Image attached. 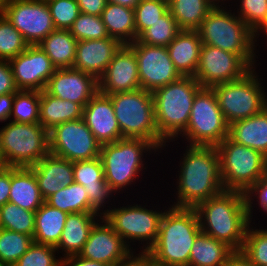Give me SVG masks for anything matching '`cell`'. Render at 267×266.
<instances>
[{
	"instance_id": "obj_32",
	"label": "cell",
	"mask_w": 267,
	"mask_h": 266,
	"mask_svg": "<svg viewBox=\"0 0 267 266\" xmlns=\"http://www.w3.org/2000/svg\"><path fill=\"white\" fill-rule=\"evenodd\" d=\"M77 40L69 30L55 29L38 45L51 59L56 69L73 68Z\"/></svg>"
},
{
	"instance_id": "obj_46",
	"label": "cell",
	"mask_w": 267,
	"mask_h": 266,
	"mask_svg": "<svg viewBox=\"0 0 267 266\" xmlns=\"http://www.w3.org/2000/svg\"><path fill=\"white\" fill-rule=\"evenodd\" d=\"M240 3L237 15L255 33L267 22V0H240Z\"/></svg>"
},
{
	"instance_id": "obj_24",
	"label": "cell",
	"mask_w": 267,
	"mask_h": 266,
	"mask_svg": "<svg viewBox=\"0 0 267 266\" xmlns=\"http://www.w3.org/2000/svg\"><path fill=\"white\" fill-rule=\"evenodd\" d=\"M37 178L44 201L61 187L74 182L73 162L49 153L30 167Z\"/></svg>"
},
{
	"instance_id": "obj_30",
	"label": "cell",
	"mask_w": 267,
	"mask_h": 266,
	"mask_svg": "<svg viewBox=\"0 0 267 266\" xmlns=\"http://www.w3.org/2000/svg\"><path fill=\"white\" fill-rule=\"evenodd\" d=\"M101 18L110 37L123 45L136 41L134 8L107 2Z\"/></svg>"
},
{
	"instance_id": "obj_20",
	"label": "cell",
	"mask_w": 267,
	"mask_h": 266,
	"mask_svg": "<svg viewBox=\"0 0 267 266\" xmlns=\"http://www.w3.org/2000/svg\"><path fill=\"white\" fill-rule=\"evenodd\" d=\"M98 83L99 92L105 95L141 88L135 52L128 45L114 55Z\"/></svg>"
},
{
	"instance_id": "obj_45",
	"label": "cell",
	"mask_w": 267,
	"mask_h": 266,
	"mask_svg": "<svg viewBox=\"0 0 267 266\" xmlns=\"http://www.w3.org/2000/svg\"><path fill=\"white\" fill-rule=\"evenodd\" d=\"M56 251L54 246L34 242L13 266H61V257L56 259Z\"/></svg>"
},
{
	"instance_id": "obj_13",
	"label": "cell",
	"mask_w": 267,
	"mask_h": 266,
	"mask_svg": "<svg viewBox=\"0 0 267 266\" xmlns=\"http://www.w3.org/2000/svg\"><path fill=\"white\" fill-rule=\"evenodd\" d=\"M1 13L22 34L28 45H38L55 30L46 1L5 0Z\"/></svg>"
},
{
	"instance_id": "obj_36",
	"label": "cell",
	"mask_w": 267,
	"mask_h": 266,
	"mask_svg": "<svg viewBox=\"0 0 267 266\" xmlns=\"http://www.w3.org/2000/svg\"><path fill=\"white\" fill-rule=\"evenodd\" d=\"M41 92L35 90H17L9 121L16 123H39ZM14 117V118H13Z\"/></svg>"
},
{
	"instance_id": "obj_9",
	"label": "cell",
	"mask_w": 267,
	"mask_h": 266,
	"mask_svg": "<svg viewBox=\"0 0 267 266\" xmlns=\"http://www.w3.org/2000/svg\"><path fill=\"white\" fill-rule=\"evenodd\" d=\"M49 153V132L40 123L9 121L0 128V157L5 166L31 167Z\"/></svg>"
},
{
	"instance_id": "obj_58",
	"label": "cell",
	"mask_w": 267,
	"mask_h": 266,
	"mask_svg": "<svg viewBox=\"0 0 267 266\" xmlns=\"http://www.w3.org/2000/svg\"><path fill=\"white\" fill-rule=\"evenodd\" d=\"M5 167V164L2 160H0V171Z\"/></svg>"
},
{
	"instance_id": "obj_48",
	"label": "cell",
	"mask_w": 267,
	"mask_h": 266,
	"mask_svg": "<svg viewBox=\"0 0 267 266\" xmlns=\"http://www.w3.org/2000/svg\"><path fill=\"white\" fill-rule=\"evenodd\" d=\"M17 90L9 62L0 60V95L15 93Z\"/></svg>"
},
{
	"instance_id": "obj_40",
	"label": "cell",
	"mask_w": 267,
	"mask_h": 266,
	"mask_svg": "<svg viewBox=\"0 0 267 266\" xmlns=\"http://www.w3.org/2000/svg\"><path fill=\"white\" fill-rule=\"evenodd\" d=\"M27 47L22 34L0 12V60L9 61Z\"/></svg>"
},
{
	"instance_id": "obj_51",
	"label": "cell",
	"mask_w": 267,
	"mask_h": 266,
	"mask_svg": "<svg viewBox=\"0 0 267 266\" xmlns=\"http://www.w3.org/2000/svg\"><path fill=\"white\" fill-rule=\"evenodd\" d=\"M14 101V93L0 95V122L9 121Z\"/></svg>"
},
{
	"instance_id": "obj_14",
	"label": "cell",
	"mask_w": 267,
	"mask_h": 266,
	"mask_svg": "<svg viewBox=\"0 0 267 266\" xmlns=\"http://www.w3.org/2000/svg\"><path fill=\"white\" fill-rule=\"evenodd\" d=\"M48 132L53 155L72 162L100 157L101 144L83 118L56 125Z\"/></svg>"
},
{
	"instance_id": "obj_4",
	"label": "cell",
	"mask_w": 267,
	"mask_h": 266,
	"mask_svg": "<svg viewBox=\"0 0 267 266\" xmlns=\"http://www.w3.org/2000/svg\"><path fill=\"white\" fill-rule=\"evenodd\" d=\"M201 88L194 77L182 76L152 93L157 130L166 142L175 141L186 130L194 97Z\"/></svg>"
},
{
	"instance_id": "obj_6",
	"label": "cell",
	"mask_w": 267,
	"mask_h": 266,
	"mask_svg": "<svg viewBox=\"0 0 267 266\" xmlns=\"http://www.w3.org/2000/svg\"><path fill=\"white\" fill-rule=\"evenodd\" d=\"M122 138L144 139L162 150L166 141L157 130L152 92L142 88L108 95Z\"/></svg>"
},
{
	"instance_id": "obj_5",
	"label": "cell",
	"mask_w": 267,
	"mask_h": 266,
	"mask_svg": "<svg viewBox=\"0 0 267 266\" xmlns=\"http://www.w3.org/2000/svg\"><path fill=\"white\" fill-rule=\"evenodd\" d=\"M216 5L197 29L202 44L240 55L252 68L256 63L255 33L235 12Z\"/></svg>"
},
{
	"instance_id": "obj_38",
	"label": "cell",
	"mask_w": 267,
	"mask_h": 266,
	"mask_svg": "<svg viewBox=\"0 0 267 266\" xmlns=\"http://www.w3.org/2000/svg\"><path fill=\"white\" fill-rule=\"evenodd\" d=\"M181 31L176 20L168 10L158 21L145 29L137 38L145 45L168 46Z\"/></svg>"
},
{
	"instance_id": "obj_29",
	"label": "cell",
	"mask_w": 267,
	"mask_h": 266,
	"mask_svg": "<svg viewBox=\"0 0 267 266\" xmlns=\"http://www.w3.org/2000/svg\"><path fill=\"white\" fill-rule=\"evenodd\" d=\"M83 107L79 103L62 100L41 91L39 123L47 130L68 121L81 119Z\"/></svg>"
},
{
	"instance_id": "obj_50",
	"label": "cell",
	"mask_w": 267,
	"mask_h": 266,
	"mask_svg": "<svg viewBox=\"0 0 267 266\" xmlns=\"http://www.w3.org/2000/svg\"><path fill=\"white\" fill-rule=\"evenodd\" d=\"M11 186V167L5 166L0 171V207L9 202Z\"/></svg>"
},
{
	"instance_id": "obj_3",
	"label": "cell",
	"mask_w": 267,
	"mask_h": 266,
	"mask_svg": "<svg viewBox=\"0 0 267 266\" xmlns=\"http://www.w3.org/2000/svg\"><path fill=\"white\" fill-rule=\"evenodd\" d=\"M194 208L170 206L164 210L155 244L145 253L152 266H189V256L201 233Z\"/></svg>"
},
{
	"instance_id": "obj_56",
	"label": "cell",
	"mask_w": 267,
	"mask_h": 266,
	"mask_svg": "<svg viewBox=\"0 0 267 266\" xmlns=\"http://www.w3.org/2000/svg\"><path fill=\"white\" fill-rule=\"evenodd\" d=\"M265 32L266 34L265 35H267V22H265L260 28H258L257 30H256V32H255V44H257L256 42H257V38L259 37V35H260V32Z\"/></svg>"
},
{
	"instance_id": "obj_26",
	"label": "cell",
	"mask_w": 267,
	"mask_h": 266,
	"mask_svg": "<svg viewBox=\"0 0 267 266\" xmlns=\"http://www.w3.org/2000/svg\"><path fill=\"white\" fill-rule=\"evenodd\" d=\"M98 217L102 215L86 212L68 214L59 243L55 246L57 253L62 250L61 252H65L64 257L78 255L88 240L92 227L99 221Z\"/></svg>"
},
{
	"instance_id": "obj_42",
	"label": "cell",
	"mask_w": 267,
	"mask_h": 266,
	"mask_svg": "<svg viewBox=\"0 0 267 266\" xmlns=\"http://www.w3.org/2000/svg\"><path fill=\"white\" fill-rule=\"evenodd\" d=\"M69 32L77 41L103 39L110 37L101 16L80 13Z\"/></svg>"
},
{
	"instance_id": "obj_37",
	"label": "cell",
	"mask_w": 267,
	"mask_h": 266,
	"mask_svg": "<svg viewBox=\"0 0 267 266\" xmlns=\"http://www.w3.org/2000/svg\"><path fill=\"white\" fill-rule=\"evenodd\" d=\"M0 226L3 229L34 236L35 212H31L16 204L7 202L0 207Z\"/></svg>"
},
{
	"instance_id": "obj_15",
	"label": "cell",
	"mask_w": 267,
	"mask_h": 266,
	"mask_svg": "<svg viewBox=\"0 0 267 266\" xmlns=\"http://www.w3.org/2000/svg\"><path fill=\"white\" fill-rule=\"evenodd\" d=\"M252 67L240 56L202 44L194 78L202 87H212L242 78Z\"/></svg>"
},
{
	"instance_id": "obj_7",
	"label": "cell",
	"mask_w": 267,
	"mask_h": 266,
	"mask_svg": "<svg viewBox=\"0 0 267 266\" xmlns=\"http://www.w3.org/2000/svg\"><path fill=\"white\" fill-rule=\"evenodd\" d=\"M158 149L144 139L122 138L113 143L101 145L100 158L103 164L106 183L110 185L114 193L135 183L140 171H143L146 153Z\"/></svg>"
},
{
	"instance_id": "obj_16",
	"label": "cell",
	"mask_w": 267,
	"mask_h": 266,
	"mask_svg": "<svg viewBox=\"0 0 267 266\" xmlns=\"http://www.w3.org/2000/svg\"><path fill=\"white\" fill-rule=\"evenodd\" d=\"M128 46L135 52L142 89L153 93L182 77L170 59L166 46L145 45L137 40Z\"/></svg>"
},
{
	"instance_id": "obj_2",
	"label": "cell",
	"mask_w": 267,
	"mask_h": 266,
	"mask_svg": "<svg viewBox=\"0 0 267 266\" xmlns=\"http://www.w3.org/2000/svg\"><path fill=\"white\" fill-rule=\"evenodd\" d=\"M194 209L203 233L224 242L234 251H241L251 223L245 193L224 190Z\"/></svg>"
},
{
	"instance_id": "obj_55",
	"label": "cell",
	"mask_w": 267,
	"mask_h": 266,
	"mask_svg": "<svg viewBox=\"0 0 267 266\" xmlns=\"http://www.w3.org/2000/svg\"><path fill=\"white\" fill-rule=\"evenodd\" d=\"M141 0H107V2L122 5L128 8H135V6L140 2Z\"/></svg>"
},
{
	"instance_id": "obj_47",
	"label": "cell",
	"mask_w": 267,
	"mask_h": 266,
	"mask_svg": "<svg viewBox=\"0 0 267 266\" xmlns=\"http://www.w3.org/2000/svg\"><path fill=\"white\" fill-rule=\"evenodd\" d=\"M246 200H247V206H248V213L250 220L252 222L253 217V201L256 197V200L259 204L260 210H264V212L267 213V174L260 179L249 191L245 193ZM257 195V196H256ZM254 197V199L252 198Z\"/></svg>"
},
{
	"instance_id": "obj_17",
	"label": "cell",
	"mask_w": 267,
	"mask_h": 266,
	"mask_svg": "<svg viewBox=\"0 0 267 266\" xmlns=\"http://www.w3.org/2000/svg\"><path fill=\"white\" fill-rule=\"evenodd\" d=\"M18 90L43 91L56 67L39 45H28L8 61Z\"/></svg>"
},
{
	"instance_id": "obj_33",
	"label": "cell",
	"mask_w": 267,
	"mask_h": 266,
	"mask_svg": "<svg viewBox=\"0 0 267 266\" xmlns=\"http://www.w3.org/2000/svg\"><path fill=\"white\" fill-rule=\"evenodd\" d=\"M67 215L44 202L35 212L34 242L55 247L59 243Z\"/></svg>"
},
{
	"instance_id": "obj_27",
	"label": "cell",
	"mask_w": 267,
	"mask_h": 266,
	"mask_svg": "<svg viewBox=\"0 0 267 266\" xmlns=\"http://www.w3.org/2000/svg\"><path fill=\"white\" fill-rule=\"evenodd\" d=\"M9 202L31 212H36L44 203L30 167H11Z\"/></svg>"
},
{
	"instance_id": "obj_54",
	"label": "cell",
	"mask_w": 267,
	"mask_h": 266,
	"mask_svg": "<svg viewBox=\"0 0 267 266\" xmlns=\"http://www.w3.org/2000/svg\"><path fill=\"white\" fill-rule=\"evenodd\" d=\"M136 255L132 254L126 260L110 266H143L147 262L145 254L139 252Z\"/></svg>"
},
{
	"instance_id": "obj_23",
	"label": "cell",
	"mask_w": 267,
	"mask_h": 266,
	"mask_svg": "<svg viewBox=\"0 0 267 266\" xmlns=\"http://www.w3.org/2000/svg\"><path fill=\"white\" fill-rule=\"evenodd\" d=\"M73 172L74 182L84 186L90 206L103 216L102 209L106 207L108 200H111L110 197L115 196L110 185L106 183L101 158L74 161Z\"/></svg>"
},
{
	"instance_id": "obj_57",
	"label": "cell",
	"mask_w": 267,
	"mask_h": 266,
	"mask_svg": "<svg viewBox=\"0 0 267 266\" xmlns=\"http://www.w3.org/2000/svg\"><path fill=\"white\" fill-rule=\"evenodd\" d=\"M212 3H214L215 5H219V3H221V5H224V0H210ZM226 1V0H225ZM228 1V0H227ZM223 3V4H222Z\"/></svg>"
},
{
	"instance_id": "obj_11",
	"label": "cell",
	"mask_w": 267,
	"mask_h": 266,
	"mask_svg": "<svg viewBox=\"0 0 267 266\" xmlns=\"http://www.w3.org/2000/svg\"><path fill=\"white\" fill-rule=\"evenodd\" d=\"M180 136L190 146L215 147L229 136V125L212 88L202 87L196 93L187 128Z\"/></svg>"
},
{
	"instance_id": "obj_8",
	"label": "cell",
	"mask_w": 267,
	"mask_h": 266,
	"mask_svg": "<svg viewBox=\"0 0 267 266\" xmlns=\"http://www.w3.org/2000/svg\"><path fill=\"white\" fill-rule=\"evenodd\" d=\"M225 190L246 193L267 174V157L226 137L216 146Z\"/></svg>"
},
{
	"instance_id": "obj_31",
	"label": "cell",
	"mask_w": 267,
	"mask_h": 266,
	"mask_svg": "<svg viewBox=\"0 0 267 266\" xmlns=\"http://www.w3.org/2000/svg\"><path fill=\"white\" fill-rule=\"evenodd\" d=\"M235 251L222 241L201 232L189 256V266H224Z\"/></svg>"
},
{
	"instance_id": "obj_34",
	"label": "cell",
	"mask_w": 267,
	"mask_h": 266,
	"mask_svg": "<svg viewBox=\"0 0 267 266\" xmlns=\"http://www.w3.org/2000/svg\"><path fill=\"white\" fill-rule=\"evenodd\" d=\"M215 6L210 0H168V10L181 30H197Z\"/></svg>"
},
{
	"instance_id": "obj_18",
	"label": "cell",
	"mask_w": 267,
	"mask_h": 266,
	"mask_svg": "<svg viewBox=\"0 0 267 266\" xmlns=\"http://www.w3.org/2000/svg\"><path fill=\"white\" fill-rule=\"evenodd\" d=\"M133 253L135 251L125 244L102 216L92 227L88 240L78 255L110 266L126 260Z\"/></svg>"
},
{
	"instance_id": "obj_19",
	"label": "cell",
	"mask_w": 267,
	"mask_h": 266,
	"mask_svg": "<svg viewBox=\"0 0 267 266\" xmlns=\"http://www.w3.org/2000/svg\"><path fill=\"white\" fill-rule=\"evenodd\" d=\"M46 93L62 100L79 103L83 108L99 91L98 80L74 68L56 69L44 89Z\"/></svg>"
},
{
	"instance_id": "obj_52",
	"label": "cell",
	"mask_w": 267,
	"mask_h": 266,
	"mask_svg": "<svg viewBox=\"0 0 267 266\" xmlns=\"http://www.w3.org/2000/svg\"><path fill=\"white\" fill-rule=\"evenodd\" d=\"M61 266H109V265L101 262L84 259L79 255H73L68 257L61 256Z\"/></svg>"
},
{
	"instance_id": "obj_1",
	"label": "cell",
	"mask_w": 267,
	"mask_h": 266,
	"mask_svg": "<svg viewBox=\"0 0 267 266\" xmlns=\"http://www.w3.org/2000/svg\"><path fill=\"white\" fill-rule=\"evenodd\" d=\"M180 161L177 201L173 207L195 208L201 202L224 191L220 158L215 146H190Z\"/></svg>"
},
{
	"instance_id": "obj_12",
	"label": "cell",
	"mask_w": 267,
	"mask_h": 266,
	"mask_svg": "<svg viewBox=\"0 0 267 266\" xmlns=\"http://www.w3.org/2000/svg\"><path fill=\"white\" fill-rule=\"evenodd\" d=\"M163 214L164 211H153L140 204H131L105 209L103 217L130 249H133L129 245L132 241H139L141 244L142 241L146 242L141 250V253L145 254L157 240Z\"/></svg>"
},
{
	"instance_id": "obj_41",
	"label": "cell",
	"mask_w": 267,
	"mask_h": 266,
	"mask_svg": "<svg viewBox=\"0 0 267 266\" xmlns=\"http://www.w3.org/2000/svg\"><path fill=\"white\" fill-rule=\"evenodd\" d=\"M248 225L241 253L254 266H267V229L250 228Z\"/></svg>"
},
{
	"instance_id": "obj_39",
	"label": "cell",
	"mask_w": 267,
	"mask_h": 266,
	"mask_svg": "<svg viewBox=\"0 0 267 266\" xmlns=\"http://www.w3.org/2000/svg\"><path fill=\"white\" fill-rule=\"evenodd\" d=\"M33 243L32 236L0 228V263L13 266Z\"/></svg>"
},
{
	"instance_id": "obj_28",
	"label": "cell",
	"mask_w": 267,
	"mask_h": 266,
	"mask_svg": "<svg viewBox=\"0 0 267 266\" xmlns=\"http://www.w3.org/2000/svg\"><path fill=\"white\" fill-rule=\"evenodd\" d=\"M228 137L267 157V107L256 115L230 124Z\"/></svg>"
},
{
	"instance_id": "obj_43",
	"label": "cell",
	"mask_w": 267,
	"mask_h": 266,
	"mask_svg": "<svg viewBox=\"0 0 267 266\" xmlns=\"http://www.w3.org/2000/svg\"><path fill=\"white\" fill-rule=\"evenodd\" d=\"M168 11V0H141L134 8L136 40Z\"/></svg>"
},
{
	"instance_id": "obj_25",
	"label": "cell",
	"mask_w": 267,
	"mask_h": 266,
	"mask_svg": "<svg viewBox=\"0 0 267 266\" xmlns=\"http://www.w3.org/2000/svg\"><path fill=\"white\" fill-rule=\"evenodd\" d=\"M201 47L197 30H181L167 46L170 59L182 76H195Z\"/></svg>"
},
{
	"instance_id": "obj_10",
	"label": "cell",
	"mask_w": 267,
	"mask_h": 266,
	"mask_svg": "<svg viewBox=\"0 0 267 266\" xmlns=\"http://www.w3.org/2000/svg\"><path fill=\"white\" fill-rule=\"evenodd\" d=\"M258 77L252 68L238 80L211 87L228 125L256 115L267 107V96Z\"/></svg>"
},
{
	"instance_id": "obj_59",
	"label": "cell",
	"mask_w": 267,
	"mask_h": 266,
	"mask_svg": "<svg viewBox=\"0 0 267 266\" xmlns=\"http://www.w3.org/2000/svg\"><path fill=\"white\" fill-rule=\"evenodd\" d=\"M143 266H152V265L146 262Z\"/></svg>"
},
{
	"instance_id": "obj_49",
	"label": "cell",
	"mask_w": 267,
	"mask_h": 266,
	"mask_svg": "<svg viewBox=\"0 0 267 266\" xmlns=\"http://www.w3.org/2000/svg\"><path fill=\"white\" fill-rule=\"evenodd\" d=\"M80 8V12L94 16H101L106 7L107 0H76Z\"/></svg>"
},
{
	"instance_id": "obj_44",
	"label": "cell",
	"mask_w": 267,
	"mask_h": 266,
	"mask_svg": "<svg viewBox=\"0 0 267 266\" xmlns=\"http://www.w3.org/2000/svg\"><path fill=\"white\" fill-rule=\"evenodd\" d=\"M55 29L69 30L79 16L76 0H46Z\"/></svg>"
},
{
	"instance_id": "obj_35",
	"label": "cell",
	"mask_w": 267,
	"mask_h": 266,
	"mask_svg": "<svg viewBox=\"0 0 267 266\" xmlns=\"http://www.w3.org/2000/svg\"><path fill=\"white\" fill-rule=\"evenodd\" d=\"M49 206L70 213H97L89 204L87 192L83 185L72 182L67 187L49 196L45 201Z\"/></svg>"
},
{
	"instance_id": "obj_21",
	"label": "cell",
	"mask_w": 267,
	"mask_h": 266,
	"mask_svg": "<svg viewBox=\"0 0 267 266\" xmlns=\"http://www.w3.org/2000/svg\"><path fill=\"white\" fill-rule=\"evenodd\" d=\"M82 118L101 145L122 139L112 101L108 95L98 91L84 106Z\"/></svg>"
},
{
	"instance_id": "obj_53",
	"label": "cell",
	"mask_w": 267,
	"mask_h": 266,
	"mask_svg": "<svg viewBox=\"0 0 267 266\" xmlns=\"http://www.w3.org/2000/svg\"><path fill=\"white\" fill-rule=\"evenodd\" d=\"M224 266H254L241 251H235L226 261Z\"/></svg>"
},
{
	"instance_id": "obj_22",
	"label": "cell",
	"mask_w": 267,
	"mask_h": 266,
	"mask_svg": "<svg viewBox=\"0 0 267 266\" xmlns=\"http://www.w3.org/2000/svg\"><path fill=\"white\" fill-rule=\"evenodd\" d=\"M122 46L123 44L113 37L78 41L73 68L99 80Z\"/></svg>"
}]
</instances>
